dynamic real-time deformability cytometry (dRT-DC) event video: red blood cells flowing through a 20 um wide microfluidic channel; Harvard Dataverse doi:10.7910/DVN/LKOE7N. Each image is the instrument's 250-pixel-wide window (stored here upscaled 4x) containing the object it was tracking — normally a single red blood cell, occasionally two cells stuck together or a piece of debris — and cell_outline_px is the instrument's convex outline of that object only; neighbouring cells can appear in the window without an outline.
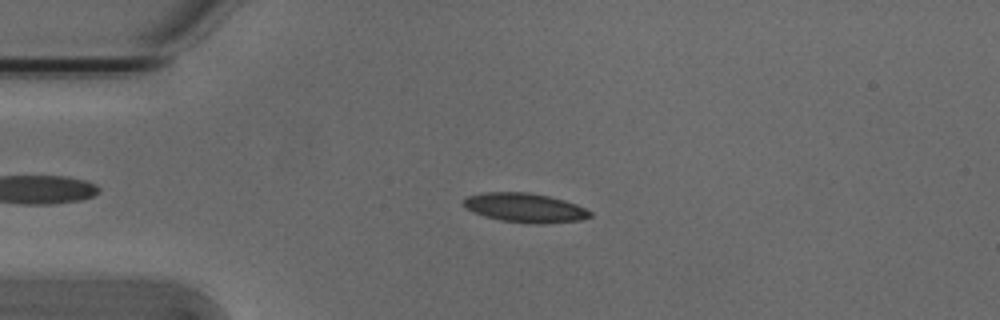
{"species": "Egyptian fruit bat (a non-hibernating species)", "species_latin": "Rousettus aegyptiacus", "temperature_condition": "cold", "stored_images_in_passage": 53, "camera_frame_rate_fps": 3000, "um_per_image_px": 0.085, "animal": {"sex": "male"}, "frame": {"image": 1, "passage_image": 12, "time_ms": 3.667, "image_size_px": [1000, 320], "cell_outline_px": [[592, 216], [580, 220], [540, 224], [536, 224], [500, 220], [484, 216], [468, 208], [464, 204], [464, 200], [468, 196], [484, 192], [528, 192], [548, 196], [564, 200], [576, 204], [592, 212]], "centroid_in_image_um": [44.66, 17.66], "position_along_channel_um": 40.3, "area_um2": 21.27}}
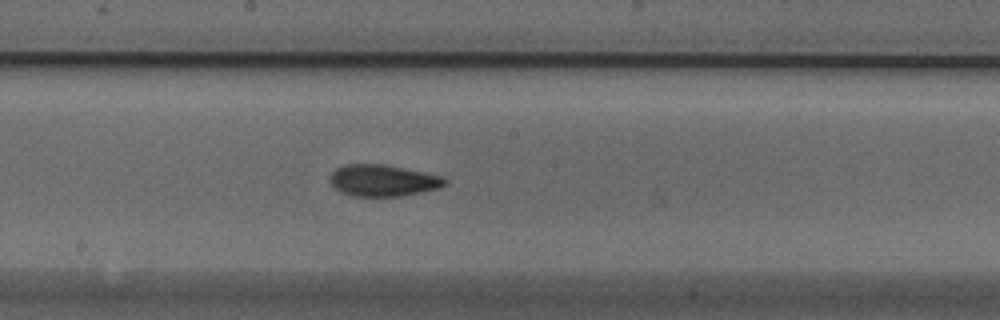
{"frame": {"image": 2, "passage_image": 28, "time_ms": 9.0, "image_size_px": [1000, 320], "cell_outline_px": [[448, 184], [440, 188], [404, 196], [352, 196], [340, 192], [328, 180], [328, 176], [336, 168], [344, 164], [388, 164], [444, 176], [448, 180]], "centroid_in_image_um": [32.58, 15.33], "position_along_channel_um": 215.6, "area_um2": 21.68}}
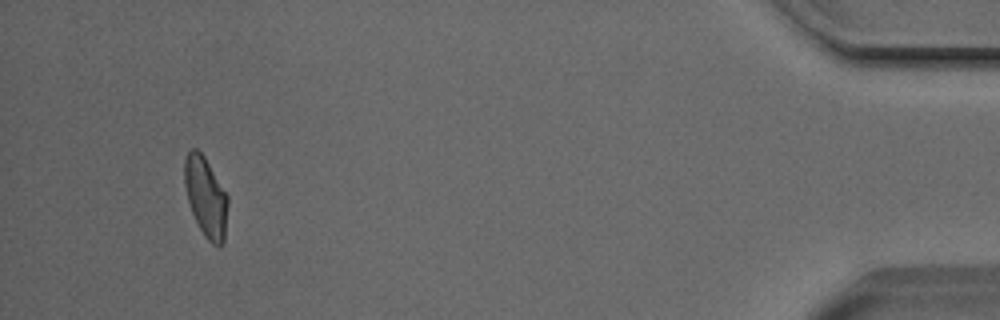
{"frame": {"image": 3, "passage_image": 50, "time_ms": 16.333, "image_size_px": [1000, 320], "cell_outline_px": [[228, 204], [224, 240], [220, 248], [212, 244], [204, 236], [192, 212], [188, 200], [184, 184], [184, 160], [188, 152], [192, 148], [196, 148], [204, 156], [228, 196]], "centroid_in_image_um": [17.49, 16.75], "position_along_channel_um": 417.7, "area_um2": 20.06}, "authors_computed_cell_mechanics": {"area_um2": 20.9814, "velocity_mm_per_s": 3.7908, "shape_relaxation_time_tau1_ms": 4.5964, "shape_relaxation_time_tau2_ms": 3.4286, "deformation_change_tau1": 0.1352, "deformation_change_tau2": 0.092}}